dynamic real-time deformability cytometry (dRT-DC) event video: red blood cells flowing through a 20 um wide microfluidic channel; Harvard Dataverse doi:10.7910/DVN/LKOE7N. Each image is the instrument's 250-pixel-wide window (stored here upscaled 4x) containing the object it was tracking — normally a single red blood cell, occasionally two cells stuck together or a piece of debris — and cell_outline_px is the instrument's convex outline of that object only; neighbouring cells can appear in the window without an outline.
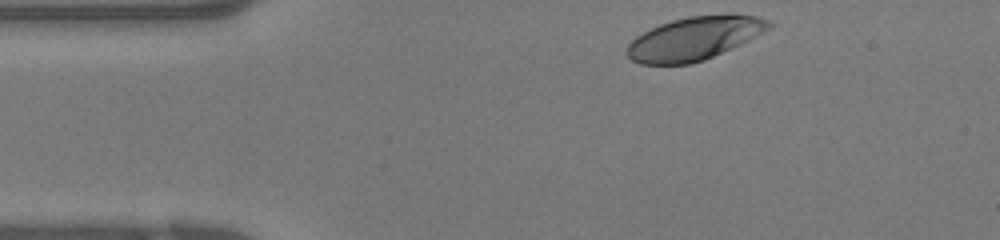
{"species": "human", "species_latin": "Homo sapiens", "temperature_condition": "warm", "stored_images_in_passage": 28, "camera_frame_rate_fps": 3000, "um_per_image_px": 0.085, "donor": {"sex": "female"}, "frame": {"image": 1, "passage_image": 1, "time_ms": 0.0, "image_size_px": [1000, 240], "cell_outline_px": [[776, 24], [772, 28], [740, 44], [704, 60], [688, 64], [640, 64], [632, 60], [624, 52], [624, 48], [636, 36], [660, 24], [672, 20], [688, 16], [728, 12], [736, 12], [756, 16], [768, 20]], "centroid_in_image_um": [59.06, 3.23], "position_along_channel_um": 25.9, "area_um2": 36.36}}
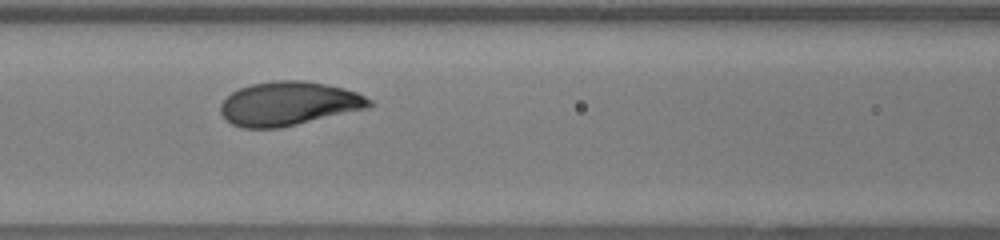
{"frame": {"image": 2, "passage_image": 11, "time_ms": 3.333, "image_size_px": [1000, 240], "cell_outline_px": [[376, 104], [372, 108], [280, 128], [240, 128], [232, 124], [220, 112], [220, 104], [232, 92], [240, 88], [252, 84], [276, 80], [304, 80], [344, 88], [356, 92], [372, 100]], "centroid_in_image_um": [24.6, 8.82], "position_along_channel_um": 142.0, "area_um2": 38.32}}
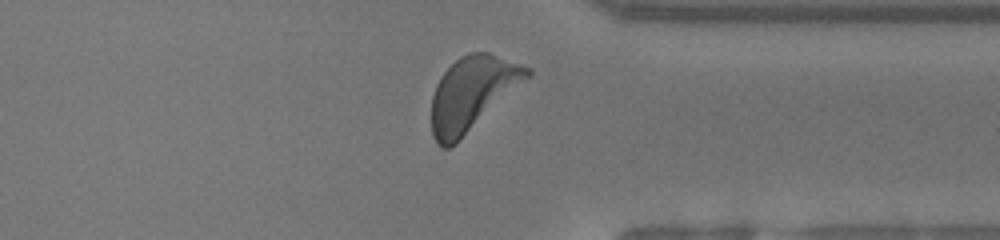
{"frame": {"image": 3, "passage_image": 25, "time_ms": 8.0, "image_size_px": [1000, 240], "cell_outline_px": [[532, 72], [528, 76], [456, 144], [448, 148], [440, 148], [436, 144], [432, 136], [432, 96], [436, 84], [440, 76], [460, 56], [472, 52], [488, 52], [532, 68]], "centroid_in_image_um": [40.08, 7.96], "position_along_channel_um": 371.3, "area_um2": 40.4}}